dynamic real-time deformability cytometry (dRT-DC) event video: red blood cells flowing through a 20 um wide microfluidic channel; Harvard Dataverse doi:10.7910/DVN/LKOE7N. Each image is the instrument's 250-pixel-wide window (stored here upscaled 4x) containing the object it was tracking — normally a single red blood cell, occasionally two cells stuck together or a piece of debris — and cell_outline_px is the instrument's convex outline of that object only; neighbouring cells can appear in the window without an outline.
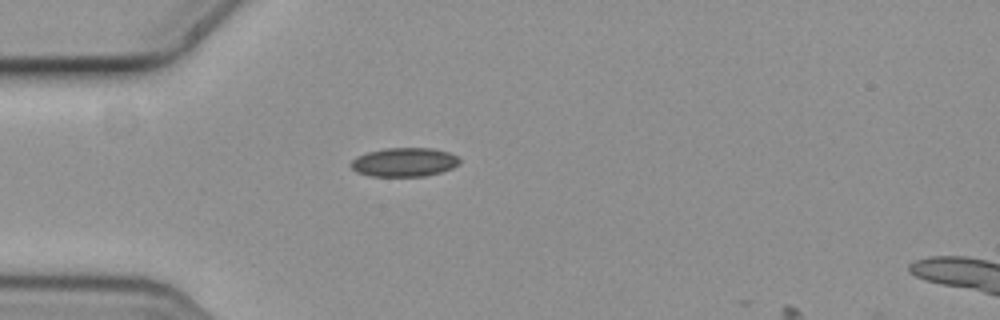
{"species": "common noctule bat (a hibernating species)", "species_latin": "Nyctalus noctula", "temperature_condition": "cold", "stored_images_in_passage": 2, "camera_frame_rate_fps": 3000, "um_per_image_px": 0.085, "animal": {"sex": "female", "body_mass_g": 19.3, "forearm_length_mm": 54.1}, "frame": {"image": 1, "passage_image": 1, "time_ms": 0.0, "image_size_px": [1000, 320], "cell_outline_px": [[460, 164], [452, 168], [440, 172], [424, 176], [372, 176], [356, 172], [348, 164], [356, 156], [368, 152], [384, 148], [432, 148], [448, 152], [460, 156]], "centroid_in_image_um": [34.36, 13.78], "position_along_channel_um": 50.6, "area_um2": 18.44}}